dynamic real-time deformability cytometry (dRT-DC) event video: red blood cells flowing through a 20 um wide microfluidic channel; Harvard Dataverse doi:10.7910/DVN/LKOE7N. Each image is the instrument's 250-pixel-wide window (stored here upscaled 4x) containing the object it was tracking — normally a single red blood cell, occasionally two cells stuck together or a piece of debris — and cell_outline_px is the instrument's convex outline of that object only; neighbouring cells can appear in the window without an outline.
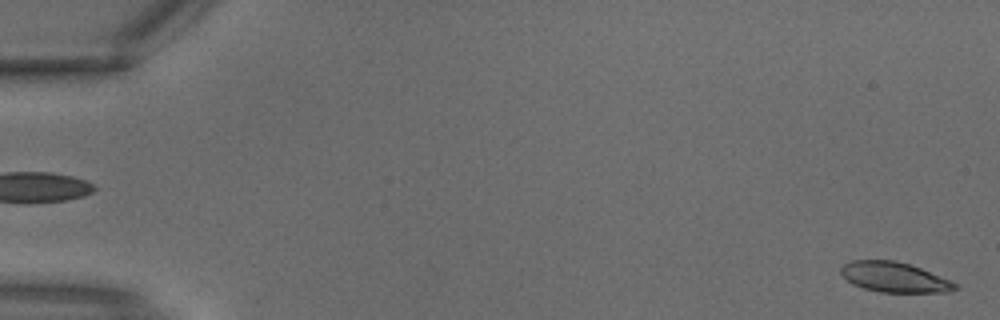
{"species": "common noctule bat (a hibernating species)", "species_latin": "Nyctalus noctula", "temperature_condition": "warm", "stored_images_in_passage": 4, "segment_of_instrument_passage": [2, 2], "camera_frame_rate_fps": 3000, "um_per_image_px": 0.085, "animal": {"sex": "male", "body_mass_g": 18.8}, "frame": {"image": 1, "passage_image": 4, "time_ms": 1.0, "image_size_px": [1000, 320], "cell_outline_px": [[960, 288], [948, 292], [880, 292], [864, 288], [852, 284], [840, 272], [840, 268], [844, 264], [852, 260], [896, 260], [920, 268], [952, 280], [960, 284]], "centroid_in_image_um": [76.07, 23.56], "position_along_channel_um": 8.9, "area_um2": 20.11}}